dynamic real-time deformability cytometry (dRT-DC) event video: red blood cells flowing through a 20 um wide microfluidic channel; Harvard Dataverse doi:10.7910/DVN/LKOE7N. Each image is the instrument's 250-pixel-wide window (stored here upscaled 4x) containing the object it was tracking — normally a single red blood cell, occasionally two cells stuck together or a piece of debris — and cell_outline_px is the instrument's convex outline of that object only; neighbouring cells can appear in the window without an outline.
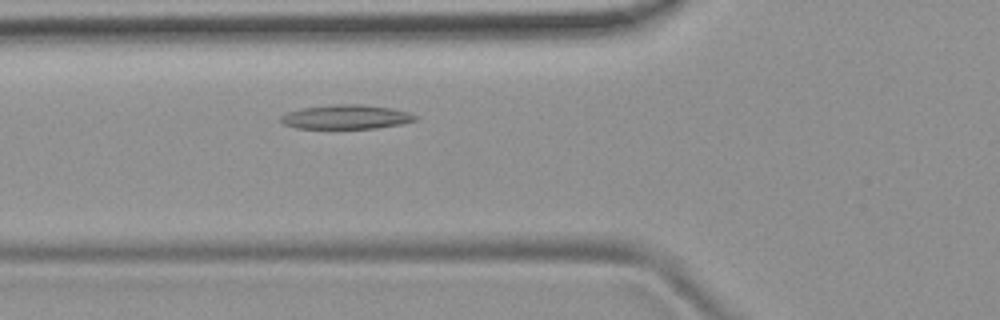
{"species": "common noctule bat (a hibernating species)", "species_latin": "Nyctalus noctula", "temperature_condition": "room temperature", "stored_images_in_passage": 46, "camera_frame_rate_fps": 3000, "um_per_image_px": 0.085, "animal": {"sex": "female", "body_mass_g": 19.9}, "frame": {"image": 1, "passage_image": 12, "time_ms": 3.667, "image_size_px": [1000, 320], "cell_outline_px": [[416, 120], [400, 124], [376, 128], [296, 128], [284, 124], [280, 120], [280, 116], [288, 112], [300, 108], [336, 104], [360, 104], [392, 108], [408, 112], [416, 116]], "centroid_in_image_um": [29.4, 9.93], "position_along_channel_um": 96.4, "area_um2": 18.84}}
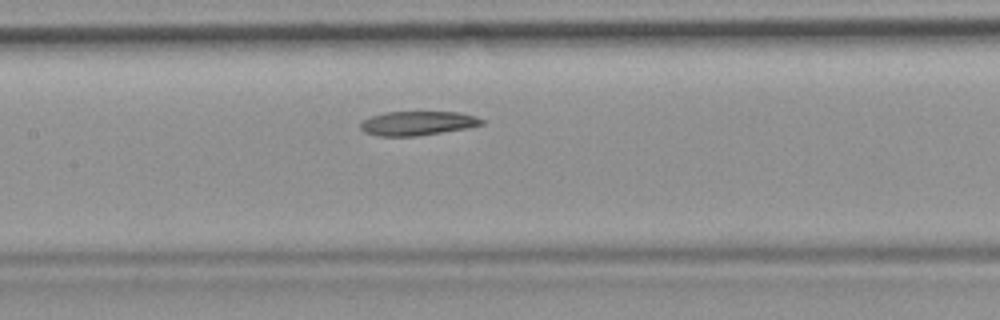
{"frame": {"image": 2, "passage_image": 18, "time_ms": 5.667, "image_size_px": [1000, 320], "cell_outline_px": [[484, 124], [468, 128], [416, 136], [376, 136], [364, 132], [360, 128], [360, 120], [384, 112], [460, 112], [476, 116], [484, 120]], "centroid_in_image_um": [35.47, 10.47], "position_along_channel_um": 171.9, "area_um2": 17.22}}
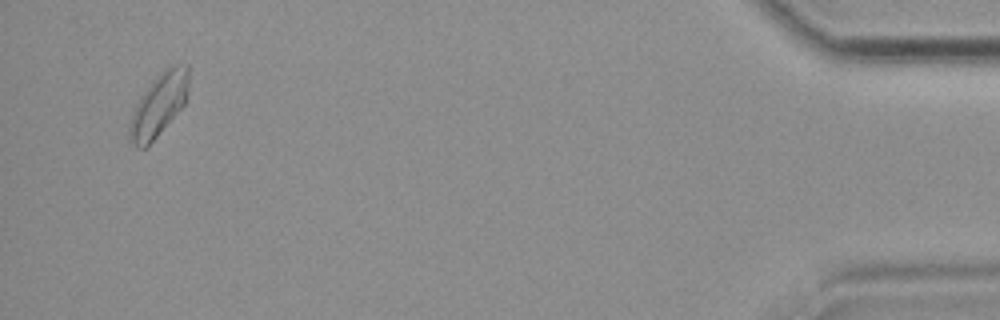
{"frame": {"image": 3, "passage_image": 44, "time_ms": 14.333, "image_size_px": [1000, 320], "cell_outline_px": [[188, 88], [184, 104], [156, 136], [144, 148], [136, 148], [128, 140], [128, 124], [132, 112], [140, 96], [152, 80], [164, 68], [176, 64], [188, 64]], "centroid_in_image_um": [13.45, 8.9], "position_along_channel_um": 421.7, "area_um2": 21.5}}